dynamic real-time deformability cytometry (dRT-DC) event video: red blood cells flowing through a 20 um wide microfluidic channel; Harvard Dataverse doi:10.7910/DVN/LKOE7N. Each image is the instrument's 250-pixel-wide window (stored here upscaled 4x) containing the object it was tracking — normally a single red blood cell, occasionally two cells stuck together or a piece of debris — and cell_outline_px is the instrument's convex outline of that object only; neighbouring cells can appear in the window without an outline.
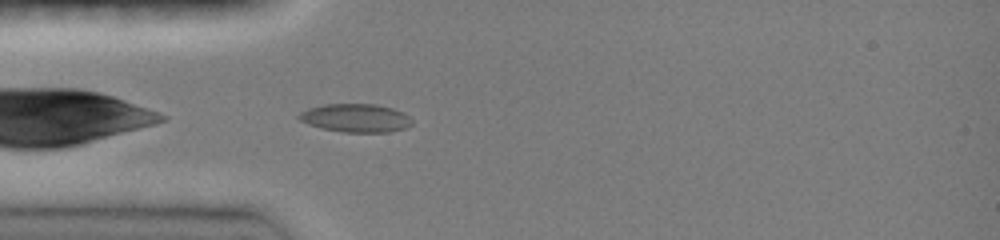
{"species": "common noctule bat (a hibernating species)", "species_latin": "Nyctalus noctula", "temperature_condition": "room temperature", "stored_images_in_passage": 34, "camera_frame_rate_fps": 3000, "um_per_image_px": 0.085, "animal": {"sex": "female", "body_mass_g": 19.0, "forearm_length_mm": 51.5}, "frame": {"image": 1, "passage_image": 2, "time_ms": 0.333, "image_size_px": [1000, 240], "cell_outline_px": [[412, 124], [408, 128], [388, 132], [344, 132], [320, 128], [308, 124], [300, 120], [296, 116], [300, 112], [308, 108], [324, 104], [376, 104], [392, 108], [404, 112], [412, 120]], "centroid_in_image_um": [30.24, 10.03], "position_along_channel_um": 54.8, "area_um2": 18.84}}
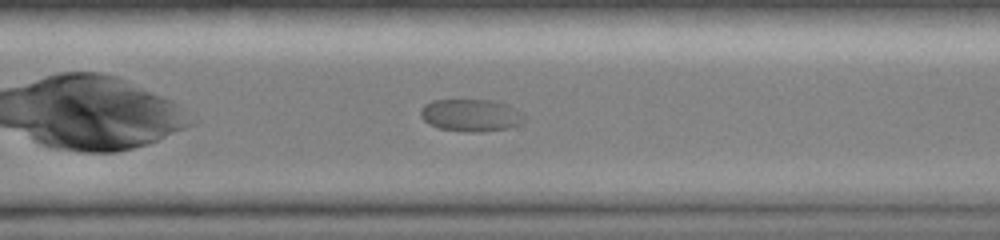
{"frame": {"image": 2, "passage_image": 23, "time_ms": 7.333, "image_size_px": [1000, 240], "cell_outline_px": [[528, 116], [520, 124], [508, 128], [480, 132], [464, 132], [440, 128], [428, 124], [420, 116], [420, 108], [424, 104], [432, 100], [492, 100], [508, 104]], "centroid_in_image_um": [40.03, 9.79], "position_along_channel_um": 330.6, "area_um2": 19.83}}
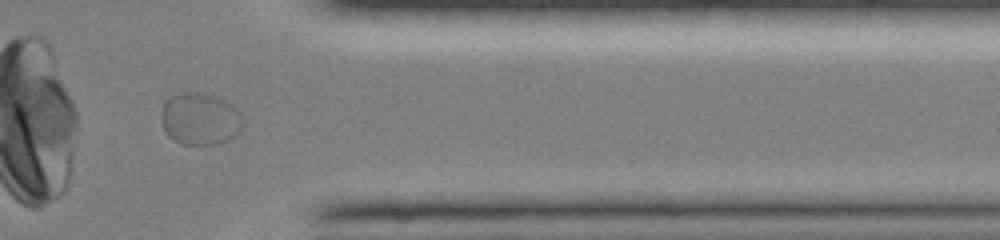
{"frame": {"image": 3, "passage_image": 28, "time_ms": 9.0, "image_size_px": [1000, 240], "cell_outline_px": [[244, 124], [240, 132], [228, 140], [216, 144], [180, 144], [172, 140], [168, 136], [160, 120], [160, 112], [164, 104], [172, 96], [180, 92], [204, 92], [216, 96], [232, 104], [244, 116]], "centroid_in_image_um": [17.02, 10.1], "position_along_channel_um": 394.4, "area_um2": 25.32}}